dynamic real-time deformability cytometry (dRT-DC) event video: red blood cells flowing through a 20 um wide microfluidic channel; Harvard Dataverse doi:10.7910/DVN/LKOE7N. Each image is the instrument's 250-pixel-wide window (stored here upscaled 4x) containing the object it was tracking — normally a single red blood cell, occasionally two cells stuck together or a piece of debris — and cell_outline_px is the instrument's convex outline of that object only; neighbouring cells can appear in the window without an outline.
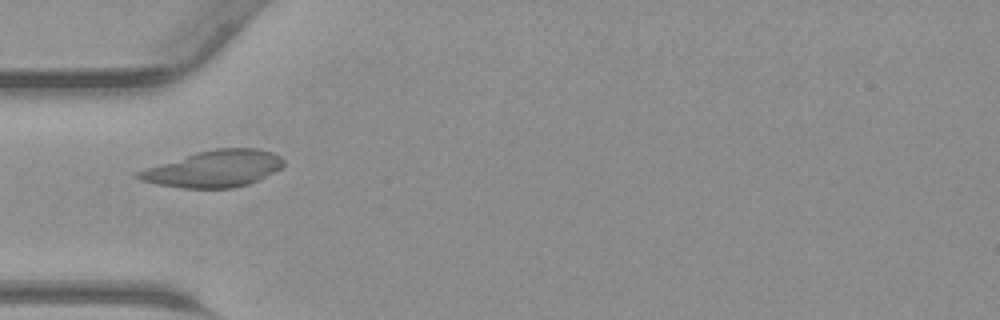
{"species": "common noctule bat (a hibernating species)", "species_latin": "Nyctalus noctula", "temperature_condition": "warm", "stored_images_in_passage": 42, "camera_frame_rate_fps": 3000, "um_per_image_px": 0.085, "animal": {"sex": "male", "body_mass_g": 23.1, "forearm_length_mm": 52.7}, "frame": {"image": 1, "passage_image": 12, "time_ms": 3.667, "image_size_px": [1000, 320], "cell_outline_px": [[284, 164], [280, 168], [248, 184], [232, 188], [180, 188], [156, 184], [140, 180], [132, 176], [136, 172], [196, 152], [216, 148], [256, 148], [272, 152], [280, 156], [284, 160]], "centroid_in_image_um": [18.17, 14.35], "position_along_channel_um": 66.8, "area_um2": 30.69}}
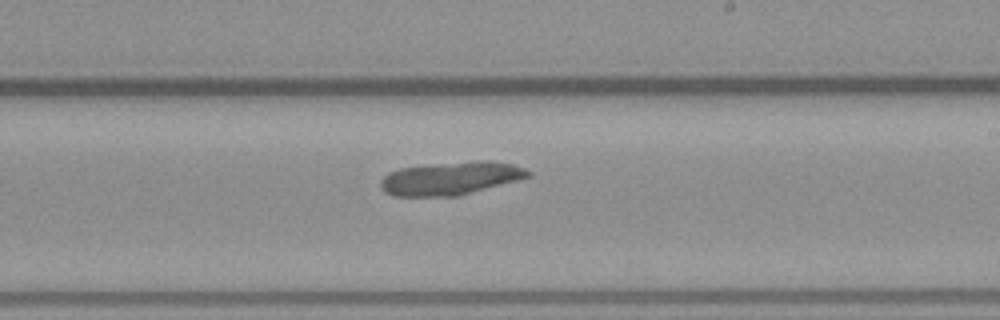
{"frame": {"image": 2, "passage_image": 24, "time_ms": 7.667, "image_size_px": [1000, 320], "cell_outline_px": [[532, 176], [460, 196], [392, 196], [384, 192], [380, 184], [380, 180], [388, 172], [400, 168], [480, 160], [488, 160], [512, 164], [524, 168], [532, 172]], "centroid_in_image_um": [38.32, 15.17], "position_along_channel_um": 250.7, "area_um2": 28.44}}
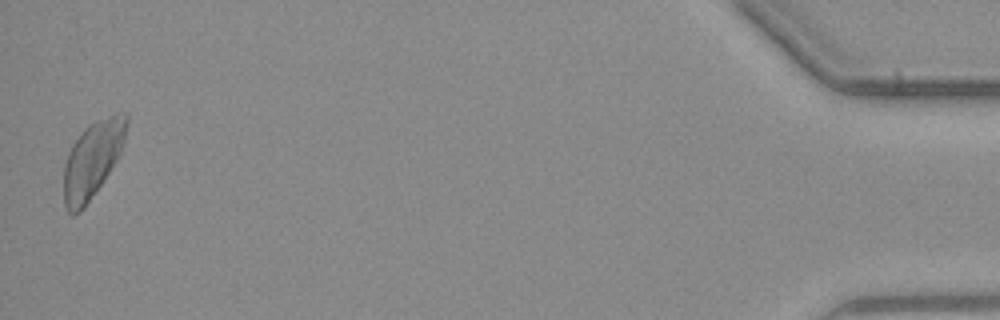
{"frame": {"image": 3, "passage_image": 42, "time_ms": 13.667, "image_size_px": [1000, 320], "cell_outline_px": [[128, 120], [124, 140], [120, 152], [116, 160], [84, 208], [80, 212], [72, 216], [64, 208], [64, 164], [68, 152], [72, 144], [84, 128], [88, 124], [96, 120], [116, 112], [128, 112]], "centroid_in_image_um": [7.84, 13.53], "position_along_channel_um": 427.4, "area_um2": 27.92}}